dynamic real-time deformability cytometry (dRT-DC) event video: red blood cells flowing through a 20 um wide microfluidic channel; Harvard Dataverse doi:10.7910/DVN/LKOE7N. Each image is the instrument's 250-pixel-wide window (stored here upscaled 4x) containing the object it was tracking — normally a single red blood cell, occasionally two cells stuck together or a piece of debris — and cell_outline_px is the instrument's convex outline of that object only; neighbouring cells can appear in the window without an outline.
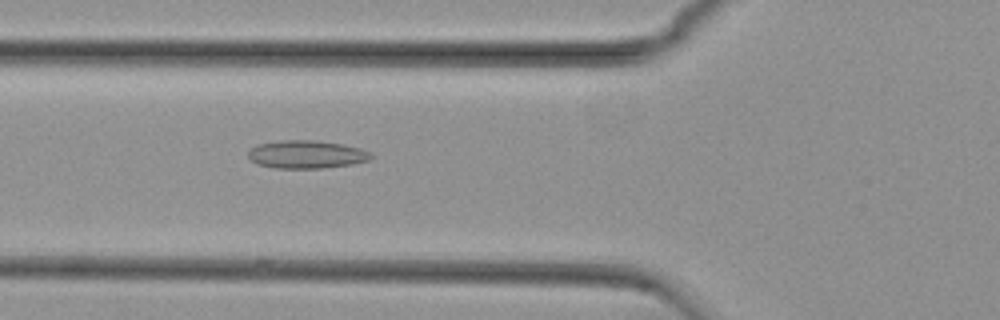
{"species": "common noctule bat (a hibernating species)", "species_latin": "Nyctalus noctula", "temperature_condition": "cold", "stored_images_in_passage": 39, "camera_frame_rate_fps": 3000, "um_per_image_px": 0.085, "animal": {"sex": "female", "body_mass_g": 29.2, "forearm_length_mm": 56.3}, "frame": {"image": 1, "passage_image": 5, "time_ms": 1.333, "image_size_px": [1000, 320], "cell_outline_px": [[372, 156], [368, 160], [352, 164], [320, 168], [276, 168], [260, 164], [252, 160], [248, 156], [248, 152], [252, 148], [260, 144], [280, 140], [312, 140], [344, 144], [360, 148], [368, 152]], "centroid_in_image_um": [26.06, 13.12], "position_along_channel_um": 99.7, "area_um2": 19.71}}
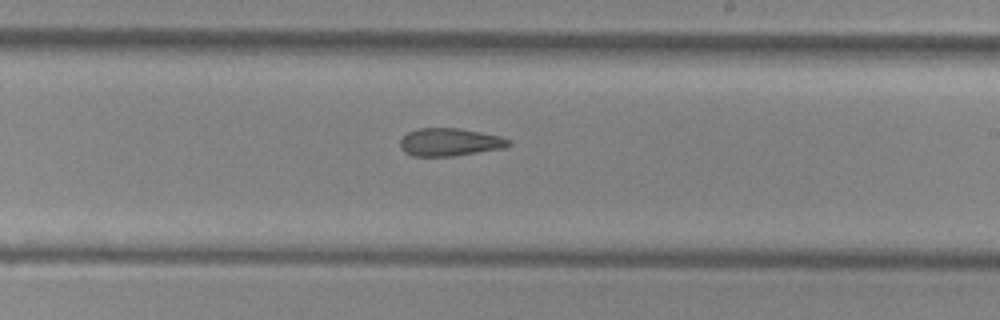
{"frame": {"image": 2, "passage_image": 17, "time_ms": 5.333, "image_size_px": [1000, 320], "cell_outline_px": [[512, 144], [504, 148], [452, 156], [412, 156], [404, 152], [400, 148], [400, 140], [408, 132], [416, 128], [460, 128], [500, 136], [512, 140]], "centroid_in_image_um": [38.23, 12.08], "position_along_channel_um": 250.8, "area_um2": 17.69}}
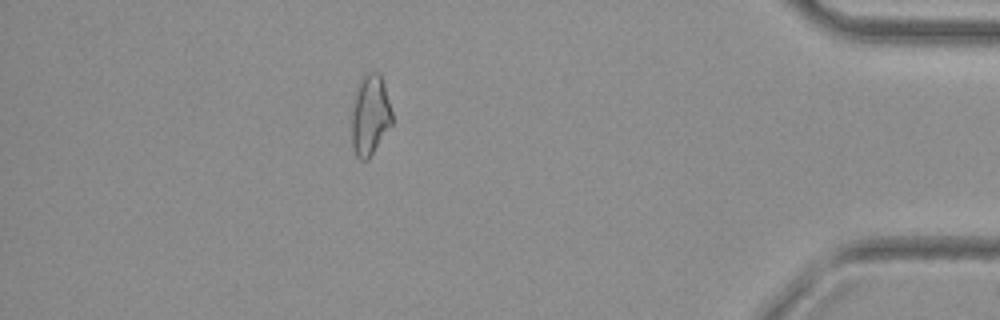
{"frame": {"image": 3, "passage_image": 33, "time_ms": 10.667, "image_size_px": [1000, 320], "cell_outline_px": [[392, 124], [368, 160], [360, 160], [356, 156], [352, 148], [352, 112], [356, 84], [368, 72], [380, 72], [384, 84], [392, 112]], "centroid_in_image_um": [31.44, 9.79], "position_along_channel_um": 403.8, "area_um2": 19.07}, "authors_computed_cell_mechanics": {"area_um2": 18.3804, "velocity_mm_per_s": 3.7664, "shape_relaxation_time_tau1_ms": null, "shape_relaxation_time_tau2_ms": 3.7805, "deformation_change_tau1": null, "deformation_change_tau2": 0.1219}}